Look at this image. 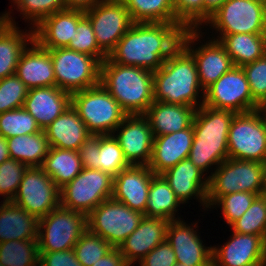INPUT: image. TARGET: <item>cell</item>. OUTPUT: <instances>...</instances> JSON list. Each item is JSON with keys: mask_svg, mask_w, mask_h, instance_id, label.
<instances>
[{"mask_svg": "<svg viewBox=\"0 0 266 266\" xmlns=\"http://www.w3.org/2000/svg\"><path fill=\"white\" fill-rule=\"evenodd\" d=\"M182 23L133 22L107 58L117 64L157 71L181 45Z\"/></svg>", "mask_w": 266, "mask_h": 266, "instance_id": "6da1fadb", "label": "cell"}, {"mask_svg": "<svg viewBox=\"0 0 266 266\" xmlns=\"http://www.w3.org/2000/svg\"><path fill=\"white\" fill-rule=\"evenodd\" d=\"M153 88L154 101L196 109L204 103L205 91L200 85L195 61L182 45L164 61L161 68L153 72ZM201 97L202 102L199 101Z\"/></svg>", "mask_w": 266, "mask_h": 266, "instance_id": "7a4b0ae2", "label": "cell"}, {"mask_svg": "<svg viewBox=\"0 0 266 266\" xmlns=\"http://www.w3.org/2000/svg\"><path fill=\"white\" fill-rule=\"evenodd\" d=\"M236 113L202 105L193 120L194 139L188 158L201 171L229 158L228 133Z\"/></svg>", "mask_w": 266, "mask_h": 266, "instance_id": "3957f363", "label": "cell"}, {"mask_svg": "<svg viewBox=\"0 0 266 266\" xmlns=\"http://www.w3.org/2000/svg\"><path fill=\"white\" fill-rule=\"evenodd\" d=\"M100 84L127 115H144L154 102L153 71L106 58L100 66Z\"/></svg>", "mask_w": 266, "mask_h": 266, "instance_id": "277c9868", "label": "cell"}, {"mask_svg": "<svg viewBox=\"0 0 266 266\" xmlns=\"http://www.w3.org/2000/svg\"><path fill=\"white\" fill-rule=\"evenodd\" d=\"M71 105L91 135L114 134L117 126L128 116L100 83L72 93Z\"/></svg>", "mask_w": 266, "mask_h": 266, "instance_id": "5b68a950", "label": "cell"}, {"mask_svg": "<svg viewBox=\"0 0 266 266\" xmlns=\"http://www.w3.org/2000/svg\"><path fill=\"white\" fill-rule=\"evenodd\" d=\"M264 164L228 158L208 176V209L221 196L235 192L261 195Z\"/></svg>", "mask_w": 266, "mask_h": 266, "instance_id": "8992f818", "label": "cell"}, {"mask_svg": "<svg viewBox=\"0 0 266 266\" xmlns=\"http://www.w3.org/2000/svg\"><path fill=\"white\" fill-rule=\"evenodd\" d=\"M231 159L266 162V108L235 114L228 133Z\"/></svg>", "mask_w": 266, "mask_h": 266, "instance_id": "52a82bcc", "label": "cell"}, {"mask_svg": "<svg viewBox=\"0 0 266 266\" xmlns=\"http://www.w3.org/2000/svg\"><path fill=\"white\" fill-rule=\"evenodd\" d=\"M114 177L99 169L83 168L60 189V206L86 216L100 203L110 199Z\"/></svg>", "mask_w": 266, "mask_h": 266, "instance_id": "ba28073f", "label": "cell"}, {"mask_svg": "<svg viewBox=\"0 0 266 266\" xmlns=\"http://www.w3.org/2000/svg\"><path fill=\"white\" fill-rule=\"evenodd\" d=\"M87 229V216L59 206L39 219V252H55L73 249Z\"/></svg>", "mask_w": 266, "mask_h": 266, "instance_id": "9c48e42d", "label": "cell"}, {"mask_svg": "<svg viewBox=\"0 0 266 266\" xmlns=\"http://www.w3.org/2000/svg\"><path fill=\"white\" fill-rule=\"evenodd\" d=\"M143 217L142 212L132 210L110 198L87 215V228L106 240L113 248H119L139 226Z\"/></svg>", "mask_w": 266, "mask_h": 266, "instance_id": "30bf717a", "label": "cell"}, {"mask_svg": "<svg viewBox=\"0 0 266 266\" xmlns=\"http://www.w3.org/2000/svg\"><path fill=\"white\" fill-rule=\"evenodd\" d=\"M49 50L58 88L72 94L100 83L101 63L95 57L67 47Z\"/></svg>", "mask_w": 266, "mask_h": 266, "instance_id": "8fae6325", "label": "cell"}, {"mask_svg": "<svg viewBox=\"0 0 266 266\" xmlns=\"http://www.w3.org/2000/svg\"><path fill=\"white\" fill-rule=\"evenodd\" d=\"M219 35L266 34L265 4L257 0H226L205 22Z\"/></svg>", "mask_w": 266, "mask_h": 266, "instance_id": "7c38bea8", "label": "cell"}, {"mask_svg": "<svg viewBox=\"0 0 266 266\" xmlns=\"http://www.w3.org/2000/svg\"><path fill=\"white\" fill-rule=\"evenodd\" d=\"M203 105L246 113L262 108L253 98L242 67L233 66L204 92Z\"/></svg>", "mask_w": 266, "mask_h": 266, "instance_id": "4fadbf2b", "label": "cell"}, {"mask_svg": "<svg viewBox=\"0 0 266 266\" xmlns=\"http://www.w3.org/2000/svg\"><path fill=\"white\" fill-rule=\"evenodd\" d=\"M12 202L40 219L60 206V189L41 167H28Z\"/></svg>", "mask_w": 266, "mask_h": 266, "instance_id": "5bb4252c", "label": "cell"}, {"mask_svg": "<svg viewBox=\"0 0 266 266\" xmlns=\"http://www.w3.org/2000/svg\"><path fill=\"white\" fill-rule=\"evenodd\" d=\"M200 33L202 32L199 29H185L181 45L192 55L200 85L205 91L234 65L224 46L214 37L195 49L192 45L202 37Z\"/></svg>", "mask_w": 266, "mask_h": 266, "instance_id": "9a60e30c", "label": "cell"}, {"mask_svg": "<svg viewBox=\"0 0 266 266\" xmlns=\"http://www.w3.org/2000/svg\"><path fill=\"white\" fill-rule=\"evenodd\" d=\"M84 12L92 24L98 46L107 55L133 24L122 0H102Z\"/></svg>", "mask_w": 266, "mask_h": 266, "instance_id": "2e32d148", "label": "cell"}, {"mask_svg": "<svg viewBox=\"0 0 266 266\" xmlns=\"http://www.w3.org/2000/svg\"><path fill=\"white\" fill-rule=\"evenodd\" d=\"M113 135L130 165H149L154 136L150 123L144 115H128L117 126Z\"/></svg>", "mask_w": 266, "mask_h": 266, "instance_id": "e0dca14e", "label": "cell"}, {"mask_svg": "<svg viewBox=\"0 0 266 266\" xmlns=\"http://www.w3.org/2000/svg\"><path fill=\"white\" fill-rule=\"evenodd\" d=\"M222 247H213L212 266H264L266 241L258 235L232 232Z\"/></svg>", "mask_w": 266, "mask_h": 266, "instance_id": "ac0fdd59", "label": "cell"}, {"mask_svg": "<svg viewBox=\"0 0 266 266\" xmlns=\"http://www.w3.org/2000/svg\"><path fill=\"white\" fill-rule=\"evenodd\" d=\"M194 225V226H193ZM197 223L187 225L181 219L171 220L167 227V241L175 253L176 262L187 266H212L213 246L206 247L197 234Z\"/></svg>", "mask_w": 266, "mask_h": 266, "instance_id": "d6986e66", "label": "cell"}, {"mask_svg": "<svg viewBox=\"0 0 266 266\" xmlns=\"http://www.w3.org/2000/svg\"><path fill=\"white\" fill-rule=\"evenodd\" d=\"M154 175L147 165H130L114 177L111 198L144 214Z\"/></svg>", "mask_w": 266, "mask_h": 266, "instance_id": "ffe728a7", "label": "cell"}, {"mask_svg": "<svg viewBox=\"0 0 266 266\" xmlns=\"http://www.w3.org/2000/svg\"><path fill=\"white\" fill-rule=\"evenodd\" d=\"M84 16L85 12L79 9L55 12L33 28L34 40L47 50L66 48L77 32V23Z\"/></svg>", "mask_w": 266, "mask_h": 266, "instance_id": "44dd1931", "label": "cell"}, {"mask_svg": "<svg viewBox=\"0 0 266 266\" xmlns=\"http://www.w3.org/2000/svg\"><path fill=\"white\" fill-rule=\"evenodd\" d=\"M161 175L182 204L187 203L194 196V199H199L204 210L208 208V176L205 178L204 172L197 168L189 158L183 159Z\"/></svg>", "mask_w": 266, "mask_h": 266, "instance_id": "7402d4cb", "label": "cell"}, {"mask_svg": "<svg viewBox=\"0 0 266 266\" xmlns=\"http://www.w3.org/2000/svg\"><path fill=\"white\" fill-rule=\"evenodd\" d=\"M169 220L144 216L135 231L119 246L129 266L140 262L152 249L166 240Z\"/></svg>", "mask_w": 266, "mask_h": 266, "instance_id": "603a6c76", "label": "cell"}, {"mask_svg": "<svg viewBox=\"0 0 266 266\" xmlns=\"http://www.w3.org/2000/svg\"><path fill=\"white\" fill-rule=\"evenodd\" d=\"M193 139V125L182 131L155 136L149 168L155 175H161L183 159L188 158Z\"/></svg>", "mask_w": 266, "mask_h": 266, "instance_id": "cb8c5ba5", "label": "cell"}, {"mask_svg": "<svg viewBox=\"0 0 266 266\" xmlns=\"http://www.w3.org/2000/svg\"><path fill=\"white\" fill-rule=\"evenodd\" d=\"M70 105L71 93L49 86L29 89L23 108L33 116L41 130H45Z\"/></svg>", "mask_w": 266, "mask_h": 266, "instance_id": "d4e9b609", "label": "cell"}, {"mask_svg": "<svg viewBox=\"0 0 266 266\" xmlns=\"http://www.w3.org/2000/svg\"><path fill=\"white\" fill-rule=\"evenodd\" d=\"M23 51L16 67V76L28 89L56 86L50 50L42 48L35 40Z\"/></svg>", "mask_w": 266, "mask_h": 266, "instance_id": "484cf974", "label": "cell"}, {"mask_svg": "<svg viewBox=\"0 0 266 266\" xmlns=\"http://www.w3.org/2000/svg\"><path fill=\"white\" fill-rule=\"evenodd\" d=\"M10 13L0 16V79L15 74L23 51L34 40L33 29L19 30Z\"/></svg>", "mask_w": 266, "mask_h": 266, "instance_id": "4316f807", "label": "cell"}, {"mask_svg": "<svg viewBox=\"0 0 266 266\" xmlns=\"http://www.w3.org/2000/svg\"><path fill=\"white\" fill-rule=\"evenodd\" d=\"M196 110L187 105L154 101L144 116L155 137L189 128L193 124Z\"/></svg>", "mask_w": 266, "mask_h": 266, "instance_id": "83f0119b", "label": "cell"}, {"mask_svg": "<svg viewBox=\"0 0 266 266\" xmlns=\"http://www.w3.org/2000/svg\"><path fill=\"white\" fill-rule=\"evenodd\" d=\"M44 131L50 147L75 151H78L91 135L72 105Z\"/></svg>", "mask_w": 266, "mask_h": 266, "instance_id": "f1b7e54d", "label": "cell"}, {"mask_svg": "<svg viewBox=\"0 0 266 266\" xmlns=\"http://www.w3.org/2000/svg\"><path fill=\"white\" fill-rule=\"evenodd\" d=\"M0 243L10 240H37L39 219L12 201H1Z\"/></svg>", "mask_w": 266, "mask_h": 266, "instance_id": "f546056e", "label": "cell"}, {"mask_svg": "<svg viewBox=\"0 0 266 266\" xmlns=\"http://www.w3.org/2000/svg\"><path fill=\"white\" fill-rule=\"evenodd\" d=\"M219 36L215 40L224 46L234 66L243 67L266 53V34L239 33Z\"/></svg>", "mask_w": 266, "mask_h": 266, "instance_id": "4dcf8cb0", "label": "cell"}, {"mask_svg": "<svg viewBox=\"0 0 266 266\" xmlns=\"http://www.w3.org/2000/svg\"><path fill=\"white\" fill-rule=\"evenodd\" d=\"M41 168L61 189L83 170V165L78 151L50 147Z\"/></svg>", "mask_w": 266, "mask_h": 266, "instance_id": "1f68e13d", "label": "cell"}, {"mask_svg": "<svg viewBox=\"0 0 266 266\" xmlns=\"http://www.w3.org/2000/svg\"><path fill=\"white\" fill-rule=\"evenodd\" d=\"M7 143L10 158L28 167H41L50 148L44 130L34 134L10 137Z\"/></svg>", "mask_w": 266, "mask_h": 266, "instance_id": "d6a6232c", "label": "cell"}, {"mask_svg": "<svg viewBox=\"0 0 266 266\" xmlns=\"http://www.w3.org/2000/svg\"><path fill=\"white\" fill-rule=\"evenodd\" d=\"M180 204L181 201L164 177L162 175H154L149 188L144 216L162 218L169 221L180 219V217H175Z\"/></svg>", "mask_w": 266, "mask_h": 266, "instance_id": "836d02e7", "label": "cell"}, {"mask_svg": "<svg viewBox=\"0 0 266 266\" xmlns=\"http://www.w3.org/2000/svg\"><path fill=\"white\" fill-rule=\"evenodd\" d=\"M133 22L181 23L173 0H122Z\"/></svg>", "mask_w": 266, "mask_h": 266, "instance_id": "e575fe53", "label": "cell"}, {"mask_svg": "<svg viewBox=\"0 0 266 266\" xmlns=\"http://www.w3.org/2000/svg\"><path fill=\"white\" fill-rule=\"evenodd\" d=\"M0 264L3 266L39 265L37 240H10L1 242Z\"/></svg>", "mask_w": 266, "mask_h": 266, "instance_id": "d590c367", "label": "cell"}, {"mask_svg": "<svg viewBox=\"0 0 266 266\" xmlns=\"http://www.w3.org/2000/svg\"><path fill=\"white\" fill-rule=\"evenodd\" d=\"M129 166L130 164L125 159L123 150L114 135H99V152H97L96 169L115 177Z\"/></svg>", "mask_w": 266, "mask_h": 266, "instance_id": "8d00e7d4", "label": "cell"}, {"mask_svg": "<svg viewBox=\"0 0 266 266\" xmlns=\"http://www.w3.org/2000/svg\"><path fill=\"white\" fill-rule=\"evenodd\" d=\"M40 131L37 121L23 107L0 114V135L6 139Z\"/></svg>", "mask_w": 266, "mask_h": 266, "instance_id": "74e56055", "label": "cell"}, {"mask_svg": "<svg viewBox=\"0 0 266 266\" xmlns=\"http://www.w3.org/2000/svg\"><path fill=\"white\" fill-rule=\"evenodd\" d=\"M230 227L240 234L261 236L266 241V210L264 199L258 196L241 218L234 221Z\"/></svg>", "mask_w": 266, "mask_h": 266, "instance_id": "f35d334b", "label": "cell"}, {"mask_svg": "<svg viewBox=\"0 0 266 266\" xmlns=\"http://www.w3.org/2000/svg\"><path fill=\"white\" fill-rule=\"evenodd\" d=\"M73 249L77 260L82 266H92L111 251L113 247L102 237L87 228Z\"/></svg>", "mask_w": 266, "mask_h": 266, "instance_id": "ab89813d", "label": "cell"}, {"mask_svg": "<svg viewBox=\"0 0 266 266\" xmlns=\"http://www.w3.org/2000/svg\"><path fill=\"white\" fill-rule=\"evenodd\" d=\"M11 2L15 3L25 22H31L32 29L45 17L66 9L65 0H12Z\"/></svg>", "mask_w": 266, "mask_h": 266, "instance_id": "60d3db41", "label": "cell"}, {"mask_svg": "<svg viewBox=\"0 0 266 266\" xmlns=\"http://www.w3.org/2000/svg\"><path fill=\"white\" fill-rule=\"evenodd\" d=\"M76 31L67 48L95 57L102 63L108 55L98 46L92 24L86 16L77 23Z\"/></svg>", "mask_w": 266, "mask_h": 266, "instance_id": "b9f144b4", "label": "cell"}, {"mask_svg": "<svg viewBox=\"0 0 266 266\" xmlns=\"http://www.w3.org/2000/svg\"><path fill=\"white\" fill-rule=\"evenodd\" d=\"M28 91L16 74L0 79V114L22 108Z\"/></svg>", "mask_w": 266, "mask_h": 266, "instance_id": "7bdbcfd3", "label": "cell"}, {"mask_svg": "<svg viewBox=\"0 0 266 266\" xmlns=\"http://www.w3.org/2000/svg\"><path fill=\"white\" fill-rule=\"evenodd\" d=\"M258 196V194L251 192L230 193L219 197L212 206L221 207L223 218L230 226L234 221L242 217Z\"/></svg>", "mask_w": 266, "mask_h": 266, "instance_id": "ee69618b", "label": "cell"}, {"mask_svg": "<svg viewBox=\"0 0 266 266\" xmlns=\"http://www.w3.org/2000/svg\"><path fill=\"white\" fill-rule=\"evenodd\" d=\"M28 166L12 158L0 164V195L3 201H12Z\"/></svg>", "mask_w": 266, "mask_h": 266, "instance_id": "f6af8a7d", "label": "cell"}, {"mask_svg": "<svg viewBox=\"0 0 266 266\" xmlns=\"http://www.w3.org/2000/svg\"><path fill=\"white\" fill-rule=\"evenodd\" d=\"M249 83L252 98L266 108V53L252 63L242 67Z\"/></svg>", "mask_w": 266, "mask_h": 266, "instance_id": "bcb514c9", "label": "cell"}, {"mask_svg": "<svg viewBox=\"0 0 266 266\" xmlns=\"http://www.w3.org/2000/svg\"><path fill=\"white\" fill-rule=\"evenodd\" d=\"M173 5L176 18L187 29H200L204 24V0H173Z\"/></svg>", "mask_w": 266, "mask_h": 266, "instance_id": "7dc6e473", "label": "cell"}, {"mask_svg": "<svg viewBox=\"0 0 266 266\" xmlns=\"http://www.w3.org/2000/svg\"><path fill=\"white\" fill-rule=\"evenodd\" d=\"M176 263L175 253L167 239L139 262L140 266H174Z\"/></svg>", "mask_w": 266, "mask_h": 266, "instance_id": "c3c4849f", "label": "cell"}, {"mask_svg": "<svg viewBox=\"0 0 266 266\" xmlns=\"http://www.w3.org/2000/svg\"><path fill=\"white\" fill-rule=\"evenodd\" d=\"M38 266H82L77 260L74 249L55 251V252H39Z\"/></svg>", "mask_w": 266, "mask_h": 266, "instance_id": "681fc988", "label": "cell"}, {"mask_svg": "<svg viewBox=\"0 0 266 266\" xmlns=\"http://www.w3.org/2000/svg\"><path fill=\"white\" fill-rule=\"evenodd\" d=\"M97 152H99V135H90L78 149L83 168L96 169Z\"/></svg>", "mask_w": 266, "mask_h": 266, "instance_id": "f907efd6", "label": "cell"}, {"mask_svg": "<svg viewBox=\"0 0 266 266\" xmlns=\"http://www.w3.org/2000/svg\"><path fill=\"white\" fill-rule=\"evenodd\" d=\"M92 266H129L119 248H113Z\"/></svg>", "mask_w": 266, "mask_h": 266, "instance_id": "816d5d0a", "label": "cell"}, {"mask_svg": "<svg viewBox=\"0 0 266 266\" xmlns=\"http://www.w3.org/2000/svg\"><path fill=\"white\" fill-rule=\"evenodd\" d=\"M102 0H65L66 9H79L86 11Z\"/></svg>", "mask_w": 266, "mask_h": 266, "instance_id": "f5cc1de1", "label": "cell"}, {"mask_svg": "<svg viewBox=\"0 0 266 266\" xmlns=\"http://www.w3.org/2000/svg\"><path fill=\"white\" fill-rule=\"evenodd\" d=\"M226 0H204V24Z\"/></svg>", "mask_w": 266, "mask_h": 266, "instance_id": "db71d44e", "label": "cell"}, {"mask_svg": "<svg viewBox=\"0 0 266 266\" xmlns=\"http://www.w3.org/2000/svg\"><path fill=\"white\" fill-rule=\"evenodd\" d=\"M9 158L7 139L0 135V164Z\"/></svg>", "mask_w": 266, "mask_h": 266, "instance_id": "11a10c76", "label": "cell"}, {"mask_svg": "<svg viewBox=\"0 0 266 266\" xmlns=\"http://www.w3.org/2000/svg\"><path fill=\"white\" fill-rule=\"evenodd\" d=\"M261 195H266V162L263 167V179H262V190Z\"/></svg>", "mask_w": 266, "mask_h": 266, "instance_id": "9f6ffc18", "label": "cell"}, {"mask_svg": "<svg viewBox=\"0 0 266 266\" xmlns=\"http://www.w3.org/2000/svg\"><path fill=\"white\" fill-rule=\"evenodd\" d=\"M263 199H264V206H265V210H266V195H260Z\"/></svg>", "mask_w": 266, "mask_h": 266, "instance_id": "6f0895ef", "label": "cell"}, {"mask_svg": "<svg viewBox=\"0 0 266 266\" xmlns=\"http://www.w3.org/2000/svg\"><path fill=\"white\" fill-rule=\"evenodd\" d=\"M174 266H187V265L182 264V263H176Z\"/></svg>", "mask_w": 266, "mask_h": 266, "instance_id": "680465c9", "label": "cell"}, {"mask_svg": "<svg viewBox=\"0 0 266 266\" xmlns=\"http://www.w3.org/2000/svg\"><path fill=\"white\" fill-rule=\"evenodd\" d=\"M257 1H260V2H262V3H266V0H257Z\"/></svg>", "mask_w": 266, "mask_h": 266, "instance_id": "91938a15", "label": "cell"}]
</instances>
